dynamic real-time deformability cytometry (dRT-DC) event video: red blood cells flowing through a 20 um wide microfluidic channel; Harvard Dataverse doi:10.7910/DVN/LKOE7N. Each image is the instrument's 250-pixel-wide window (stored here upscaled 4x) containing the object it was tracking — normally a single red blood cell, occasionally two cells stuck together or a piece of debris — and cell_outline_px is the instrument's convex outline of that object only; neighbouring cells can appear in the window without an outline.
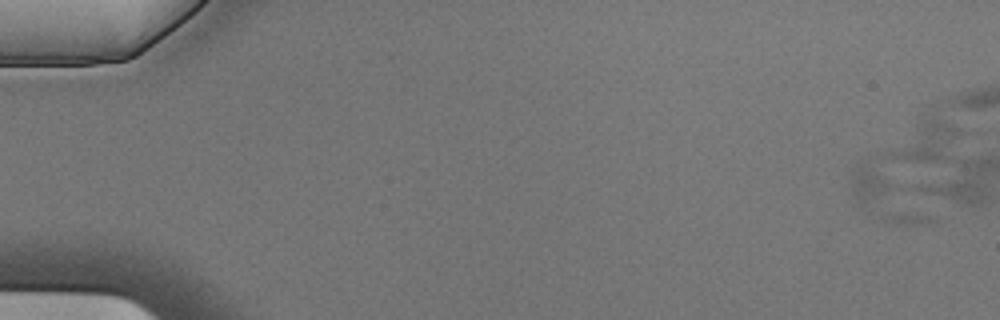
{"species": "Egyptian fruit bat (a non-hibernating species)", "species_latin": "Rousettus aegyptiacus", "temperature_condition": "cold", "stored_images_in_passage": 1, "camera_frame_rate_fps": 3000, "um_per_image_px": 0.085, "animal": {"sex": "male"}, "frame": {"image": 1, "passage_image": 1, "time_ms": 0.0, "image_size_px": [1000, 320], "cell_outline_px": [[936, 220], [928, 224], [908, 228], [892, 224], [880, 220], [856, 204], [848, 184], [848, 180], [856, 168], [868, 156], [904, 188]], "centroid_in_image_um": [75.3, 16.75], "position_along_channel_um": 9.7, "area_um2": 22.83}}